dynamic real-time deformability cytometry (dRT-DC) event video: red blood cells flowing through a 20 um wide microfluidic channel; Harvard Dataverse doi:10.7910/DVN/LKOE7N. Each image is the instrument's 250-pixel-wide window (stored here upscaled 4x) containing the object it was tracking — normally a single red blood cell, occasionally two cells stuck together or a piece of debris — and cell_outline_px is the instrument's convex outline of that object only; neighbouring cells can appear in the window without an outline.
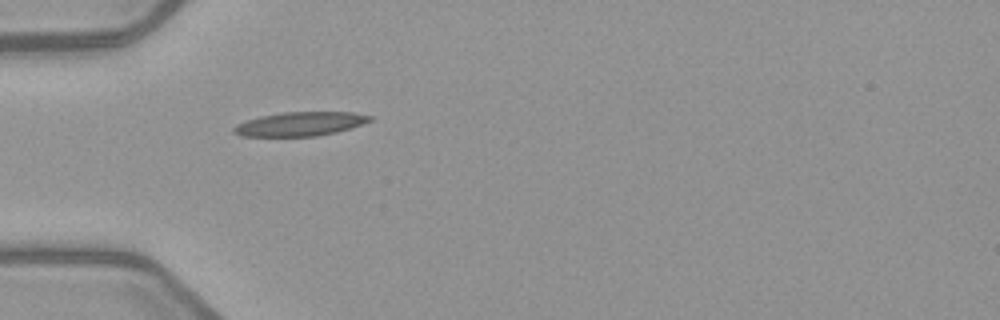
{"species": "common noctule bat (a hibernating species)", "species_latin": "Nyctalus noctula", "temperature_condition": "warm", "stored_images_in_passage": 2, "camera_frame_rate_fps": 3000, "um_per_image_px": 0.085, "animal": {"sex": "female", "body_mass_g": 21.9}, "frame": {"image": 1, "passage_image": 1, "time_ms": 0.0, "image_size_px": [1000, 320], "cell_outline_px": [[372, 120], [336, 132], [316, 136], [240, 136], [232, 132], [232, 128], [236, 124], [260, 116], [280, 112], [352, 112], [372, 116]], "centroid_in_image_um": [25.46, 10.53], "position_along_channel_um": 59.5, "area_um2": 18.9}}
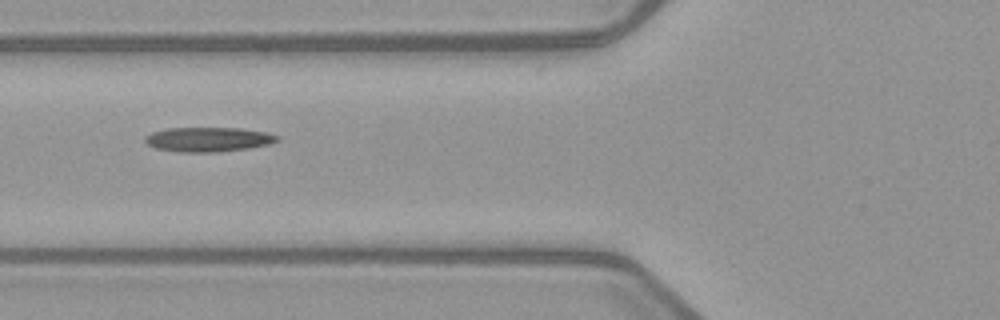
{"frame": {"image": 2, "passage_image": 2, "time_ms": 1.333, "image_size_px": [1000, 320], "cell_outline_px": [[280, 140], [268, 144], [248, 148], [220, 152], [176, 152], [156, 148], [148, 144], [144, 140], [144, 136], [152, 132], [168, 128], [240, 128], [268, 132], [280, 136]], "centroid_in_image_um": [17.72, 11.85], "position_along_channel_um": 108.1, "area_um2": 19.02}}